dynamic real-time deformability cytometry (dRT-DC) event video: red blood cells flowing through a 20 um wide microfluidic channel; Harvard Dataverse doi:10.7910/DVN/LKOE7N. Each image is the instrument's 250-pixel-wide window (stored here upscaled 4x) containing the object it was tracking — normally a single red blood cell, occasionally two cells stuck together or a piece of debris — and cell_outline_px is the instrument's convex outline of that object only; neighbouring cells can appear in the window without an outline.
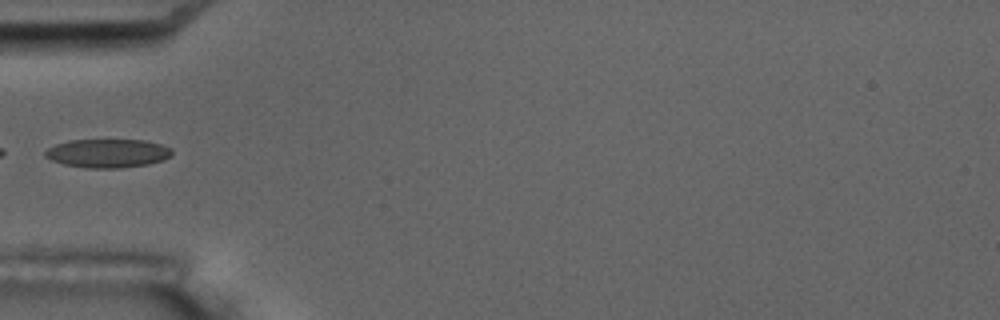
{"species": "common noctule bat (a hibernating species)", "species_latin": "Nyctalus noctula", "temperature_condition": "room temperature", "stored_images_in_passage": 5, "camera_frame_rate_fps": 3000, "um_per_image_px": 0.085, "animal": {"sex": "male", "body_mass_g": 17.5, "forearm_length_mm": 52.3}, "frame": {"image": 1, "passage_image": 5, "time_ms": 4.333, "image_size_px": [1000, 320], "cell_outline_px": [[172, 152], [164, 160], [148, 164], [120, 168], [84, 168], [64, 164], [52, 160], [44, 156], [44, 152], [48, 148], [56, 144], [68, 140], [144, 140], [160, 144], [172, 148]], "centroid_in_image_um": [9.13, 13.03], "position_along_channel_um": 75.9, "area_um2": 21.15}}